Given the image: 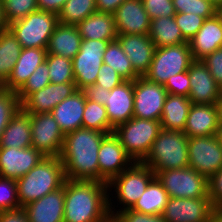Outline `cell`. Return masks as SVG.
<instances>
[{
    "label": "cell",
    "instance_id": "9",
    "mask_svg": "<svg viewBox=\"0 0 222 222\" xmlns=\"http://www.w3.org/2000/svg\"><path fill=\"white\" fill-rule=\"evenodd\" d=\"M154 178L155 173L150 167L142 162H134L107 185L109 190L111 187L115 189V198L124 207L119 210H127L134 206Z\"/></svg>",
    "mask_w": 222,
    "mask_h": 222
},
{
    "label": "cell",
    "instance_id": "31",
    "mask_svg": "<svg viewBox=\"0 0 222 222\" xmlns=\"http://www.w3.org/2000/svg\"><path fill=\"white\" fill-rule=\"evenodd\" d=\"M156 48L188 43L181 34L174 17L151 20L149 34Z\"/></svg>",
    "mask_w": 222,
    "mask_h": 222
},
{
    "label": "cell",
    "instance_id": "32",
    "mask_svg": "<svg viewBox=\"0 0 222 222\" xmlns=\"http://www.w3.org/2000/svg\"><path fill=\"white\" fill-rule=\"evenodd\" d=\"M169 198L167 191L155 177L131 209L150 215L163 214Z\"/></svg>",
    "mask_w": 222,
    "mask_h": 222
},
{
    "label": "cell",
    "instance_id": "39",
    "mask_svg": "<svg viewBox=\"0 0 222 222\" xmlns=\"http://www.w3.org/2000/svg\"><path fill=\"white\" fill-rule=\"evenodd\" d=\"M176 13L199 15L205 19L219 12L209 0H172Z\"/></svg>",
    "mask_w": 222,
    "mask_h": 222
},
{
    "label": "cell",
    "instance_id": "27",
    "mask_svg": "<svg viewBox=\"0 0 222 222\" xmlns=\"http://www.w3.org/2000/svg\"><path fill=\"white\" fill-rule=\"evenodd\" d=\"M32 146L30 113L22 107L13 115L0 138V147L17 149Z\"/></svg>",
    "mask_w": 222,
    "mask_h": 222
},
{
    "label": "cell",
    "instance_id": "8",
    "mask_svg": "<svg viewBox=\"0 0 222 222\" xmlns=\"http://www.w3.org/2000/svg\"><path fill=\"white\" fill-rule=\"evenodd\" d=\"M155 177L169 197H209L208 179L190 167L156 171Z\"/></svg>",
    "mask_w": 222,
    "mask_h": 222
},
{
    "label": "cell",
    "instance_id": "10",
    "mask_svg": "<svg viewBox=\"0 0 222 222\" xmlns=\"http://www.w3.org/2000/svg\"><path fill=\"white\" fill-rule=\"evenodd\" d=\"M110 41L82 39L79 52L72 59L77 90L95 84L103 63L104 51Z\"/></svg>",
    "mask_w": 222,
    "mask_h": 222
},
{
    "label": "cell",
    "instance_id": "4",
    "mask_svg": "<svg viewBox=\"0 0 222 222\" xmlns=\"http://www.w3.org/2000/svg\"><path fill=\"white\" fill-rule=\"evenodd\" d=\"M142 163L154 173L189 167L188 137L182 131L161 129Z\"/></svg>",
    "mask_w": 222,
    "mask_h": 222
},
{
    "label": "cell",
    "instance_id": "38",
    "mask_svg": "<svg viewBox=\"0 0 222 222\" xmlns=\"http://www.w3.org/2000/svg\"><path fill=\"white\" fill-rule=\"evenodd\" d=\"M50 83L49 68L44 61L30 75L25 84L16 92L20 104H22L32 93L39 91Z\"/></svg>",
    "mask_w": 222,
    "mask_h": 222
},
{
    "label": "cell",
    "instance_id": "26",
    "mask_svg": "<svg viewBox=\"0 0 222 222\" xmlns=\"http://www.w3.org/2000/svg\"><path fill=\"white\" fill-rule=\"evenodd\" d=\"M46 55V49L22 48L10 77L4 83V89L17 92L36 68L45 61Z\"/></svg>",
    "mask_w": 222,
    "mask_h": 222
},
{
    "label": "cell",
    "instance_id": "14",
    "mask_svg": "<svg viewBox=\"0 0 222 222\" xmlns=\"http://www.w3.org/2000/svg\"><path fill=\"white\" fill-rule=\"evenodd\" d=\"M99 182L109 183L134 161L121 145L119 138L114 134H107L100 145L98 152Z\"/></svg>",
    "mask_w": 222,
    "mask_h": 222
},
{
    "label": "cell",
    "instance_id": "37",
    "mask_svg": "<svg viewBox=\"0 0 222 222\" xmlns=\"http://www.w3.org/2000/svg\"><path fill=\"white\" fill-rule=\"evenodd\" d=\"M45 61L48 64L51 83L63 84L66 82H75L72 60L47 53Z\"/></svg>",
    "mask_w": 222,
    "mask_h": 222
},
{
    "label": "cell",
    "instance_id": "24",
    "mask_svg": "<svg viewBox=\"0 0 222 222\" xmlns=\"http://www.w3.org/2000/svg\"><path fill=\"white\" fill-rule=\"evenodd\" d=\"M86 97L82 90H76L71 96L61 101L50 112L57 121L64 135L82 128Z\"/></svg>",
    "mask_w": 222,
    "mask_h": 222
},
{
    "label": "cell",
    "instance_id": "5",
    "mask_svg": "<svg viewBox=\"0 0 222 222\" xmlns=\"http://www.w3.org/2000/svg\"><path fill=\"white\" fill-rule=\"evenodd\" d=\"M161 130L160 121L133 117L114 129L121 145L134 162H142Z\"/></svg>",
    "mask_w": 222,
    "mask_h": 222
},
{
    "label": "cell",
    "instance_id": "54",
    "mask_svg": "<svg viewBox=\"0 0 222 222\" xmlns=\"http://www.w3.org/2000/svg\"><path fill=\"white\" fill-rule=\"evenodd\" d=\"M210 222H222V204L213 206Z\"/></svg>",
    "mask_w": 222,
    "mask_h": 222
},
{
    "label": "cell",
    "instance_id": "13",
    "mask_svg": "<svg viewBox=\"0 0 222 222\" xmlns=\"http://www.w3.org/2000/svg\"><path fill=\"white\" fill-rule=\"evenodd\" d=\"M32 147L45 157H60L65 135L51 113L30 114Z\"/></svg>",
    "mask_w": 222,
    "mask_h": 222
},
{
    "label": "cell",
    "instance_id": "59",
    "mask_svg": "<svg viewBox=\"0 0 222 222\" xmlns=\"http://www.w3.org/2000/svg\"><path fill=\"white\" fill-rule=\"evenodd\" d=\"M5 91V89H4V83L0 80V94L2 93V92H4Z\"/></svg>",
    "mask_w": 222,
    "mask_h": 222
},
{
    "label": "cell",
    "instance_id": "1",
    "mask_svg": "<svg viewBox=\"0 0 222 222\" xmlns=\"http://www.w3.org/2000/svg\"><path fill=\"white\" fill-rule=\"evenodd\" d=\"M107 133L80 128L67 133L60 159L65 178L99 182L98 152Z\"/></svg>",
    "mask_w": 222,
    "mask_h": 222
},
{
    "label": "cell",
    "instance_id": "20",
    "mask_svg": "<svg viewBox=\"0 0 222 222\" xmlns=\"http://www.w3.org/2000/svg\"><path fill=\"white\" fill-rule=\"evenodd\" d=\"M194 60H202L222 47V12L205 19L202 27L189 42Z\"/></svg>",
    "mask_w": 222,
    "mask_h": 222
},
{
    "label": "cell",
    "instance_id": "57",
    "mask_svg": "<svg viewBox=\"0 0 222 222\" xmlns=\"http://www.w3.org/2000/svg\"><path fill=\"white\" fill-rule=\"evenodd\" d=\"M216 136L218 137L219 142L222 145V125H219Z\"/></svg>",
    "mask_w": 222,
    "mask_h": 222
},
{
    "label": "cell",
    "instance_id": "51",
    "mask_svg": "<svg viewBox=\"0 0 222 222\" xmlns=\"http://www.w3.org/2000/svg\"><path fill=\"white\" fill-rule=\"evenodd\" d=\"M0 222H29L26 210L23 207L0 211Z\"/></svg>",
    "mask_w": 222,
    "mask_h": 222
},
{
    "label": "cell",
    "instance_id": "50",
    "mask_svg": "<svg viewBox=\"0 0 222 222\" xmlns=\"http://www.w3.org/2000/svg\"><path fill=\"white\" fill-rule=\"evenodd\" d=\"M85 94L86 99L97 102L101 105H106L107 93H110V90H107L102 87V85H88L82 89Z\"/></svg>",
    "mask_w": 222,
    "mask_h": 222
},
{
    "label": "cell",
    "instance_id": "46",
    "mask_svg": "<svg viewBox=\"0 0 222 222\" xmlns=\"http://www.w3.org/2000/svg\"><path fill=\"white\" fill-rule=\"evenodd\" d=\"M164 88L168 94L183 95L188 97L190 92V81L188 71L176 74L168 79Z\"/></svg>",
    "mask_w": 222,
    "mask_h": 222
},
{
    "label": "cell",
    "instance_id": "34",
    "mask_svg": "<svg viewBox=\"0 0 222 222\" xmlns=\"http://www.w3.org/2000/svg\"><path fill=\"white\" fill-rule=\"evenodd\" d=\"M103 63L111 66L125 81H134L140 76L117 39L107 45Z\"/></svg>",
    "mask_w": 222,
    "mask_h": 222
},
{
    "label": "cell",
    "instance_id": "29",
    "mask_svg": "<svg viewBox=\"0 0 222 222\" xmlns=\"http://www.w3.org/2000/svg\"><path fill=\"white\" fill-rule=\"evenodd\" d=\"M82 37L76 25H65L59 23L47 45V53L63 56L72 60L79 52Z\"/></svg>",
    "mask_w": 222,
    "mask_h": 222
},
{
    "label": "cell",
    "instance_id": "16",
    "mask_svg": "<svg viewBox=\"0 0 222 222\" xmlns=\"http://www.w3.org/2000/svg\"><path fill=\"white\" fill-rule=\"evenodd\" d=\"M45 156L34 147H0V176L17 180L26 175Z\"/></svg>",
    "mask_w": 222,
    "mask_h": 222
},
{
    "label": "cell",
    "instance_id": "43",
    "mask_svg": "<svg viewBox=\"0 0 222 222\" xmlns=\"http://www.w3.org/2000/svg\"><path fill=\"white\" fill-rule=\"evenodd\" d=\"M15 179L0 176V211L20 208Z\"/></svg>",
    "mask_w": 222,
    "mask_h": 222
},
{
    "label": "cell",
    "instance_id": "18",
    "mask_svg": "<svg viewBox=\"0 0 222 222\" xmlns=\"http://www.w3.org/2000/svg\"><path fill=\"white\" fill-rule=\"evenodd\" d=\"M192 104H216L222 89L216 84L209 69L201 60H194L188 69Z\"/></svg>",
    "mask_w": 222,
    "mask_h": 222
},
{
    "label": "cell",
    "instance_id": "55",
    "mask_svg": "<svg viewBox=\"0 0 222 222\" xmlns=\"http://www.w3.org/2000/svg\"><path fill=\"white\" fill-rule=\"evenodd\" d=\"M7 28H8V24L4 16L2 1H0V32Z\"/></svg>",
    "mask_w": 222,
    "mask_h": 222
},
{
    "label": "cell",
    "instance_id": "47",
    "mask_svg": "<svg viewBox=\"0 0 222 222\" xmlns=\"http://www.w3.org/2000/svg\"><path fill=\"white\" fill-rule=\"evenodd\" d=\"M125 80L109 65L103 64L99 70L96 85H102L107 90H112Z\"/></svg>",
    "mask_w": 222,
    "mask_h": 222
},
{
    "label": "cell",
    "instance_id": "35",
    "mask_svg": "<svg viewBox=\"0 0 222 222\" xmlns=\"http://www.w3.org/2000/svg\"><path fill=\"white\" fill-rule=\"evenodd\" d=\"M96 11V0H67L58 14L59 23L77 25Z\"/></svg>",
    "mask_w": 222,
    "mask_h": 222
},
{
    "label": "cell",
    "instance_id": "25",
    "mask_svg": "<svg viewBox=\"0 0 222 222\" xmlns=\"http://www.w3.org/2000/svg\"><path fill=\"white\" fill-rule=\"evenodd\" d=\"M218 128V109L216 104L191 105L183 131L188 138L216 135Z\"/></svg>",
    "mask_w": 222,
    "mask_h": 222
},
{
    "label": "cell",
    "instance_id": "2",
    "mask_svg": "<svg viewBox=\"0 0 222 222\" xmlns=\"http://www.w3.org/2000/svg\"><path fill=\"white\" fill-rule=\"evenodd\" d=\"M107 183L85 180H65L64 222H108Z\"/></svg>",
    "mask_w": 222,
    "mask_h": 222
},
{
    "label": "cell",
    "instance_id": "58",
    "mask_svg": "<svg viewBox=\"0 0 222 222\" xmlns=\"http://www.w3.org/2000/svg\"><path fill=\"white\" fill-rule=\"evenodd\" d=\"M212 4H214L218 10L222 7V0H209Z\"/></svg>",
    "mask_w": 222,
    "mask_h": 222
},
{
    "label": "cell",
    "instance_id": "7",
    "mask_svg": "<svg viewBox=\"0 0 222 222\" xmlns=\"http://www.w3.org/2000/svg\"><path fill=\"white\" fill-rule=\"evenodd\" d=\"M193 61L189 42L156 48L151 66L143 77L165 85L170 77L188 71Z\"/></svg>",
    "mask_w": 222,
    "mask_h": 222
},
{
    "label": "cell",
    "instance_id": "42",
    "mask_svg": "<svg viewBox=\"0 0 222 222\" xmlns=\"http://www.w3.org/2000/svg\"><path fill=\"white\" fill-rule=\"evenodd\" d=\"M111 200L110 197V199H108V207L113 222H166L162 214L150 215L132 209L115 211V209L112 208L113 205Z\"/></svg>",
    "mask_w": 222,
    "mask_h": 222
},
{
    "label": "cell",
    "instance_id": "11",
    "mask_svg": "<svg viewBox=\"0 0 222 222\" xmlns=\"http://www.w3.org/2000/svg\"><path fill=\"white\" fill-rule=\"evenodd\" d=\"M189 167L208 180L222 168V145L216 135L188 138Z\"/></svg>",
    "mask_w": 222,
    "mask_h": 222
},
{
    "label": "cell",
    "instance_id": "23",
    "mask_svg": "<svg viewBox=\"0 0 222 222\" xmlns=\"http://www.w3.org/2000/svg\"><path fill=\"white\" fill-rule=\"evenodd\" d=\"M124 53L130 59L134 70L140 75L148 71L156 46L149 35H117Z\"/></svg>",
    "mask_w": 222,
    "mask_h": 222
},
{
    "label": "cell",
    "instance_id": "33",
    "mask_svg": "<svg viewBox=\"0 0 222 222\" xmlns=\"http://www.w3.org/2000/svg\"><path fill=\"white\" fill-rule=\"evenodd\" d=\"M22 46L9 28L0 32V80L5 83L10 77Z\"/></svg>",
    "mask_w": 222,
    "mask_h": 222
},
{
    "label": "cell",
    "instance_id": "56",
    "mask_svg": "<svg viewBox=\"0 0 222 222\" xmlns=\"http://www.w3.org/2000/svg\"><path fill=\"white\" fill-rule=\"evenodd\" d=\"M217 109H218V123L219 125H222V95L219 99V101L216 103Z\"/></svg>",
    "mask_w": 222,
    "mask_h": 222
},
{
    "label": "cell",
    "instance_id": "44",
    "mask_svg": "<svg viewBox=\"0 0 222 222\" xmlns=\"http://www.w3.org/2000/svg\"><path fill=\"white\" fill-rule=\"evenodd\" d=\"M174 20L180 28L183 38L187 42H190V40L197 34V32L202 27L205 18L194 14L176 13L174 16Z\"/></svg>",
    "mask_w": 222,
    "mask_h": 222
},
{
    "label": "cell",
    "instance_id": "45",
    "mask_svg": "<svg viewBox=\"0 0 222 222\" xmlns=\"http://www.w3.org/2000/svg\"><path fill=\"white\" fill-rule=\"evenodd\" d=\"M151 20L159 17H174L176 14L172 0H142Z\"/></svg>",
    "mask_w": 222,
    "mask_h": 222
},
{
    "label": "cell",
    "instance_id": "30",
    "mask_svg": "<svg viewBox=\"0 0 222 222\" xmlns=\"http://www.w3.org/2000/svg\"><path fill=\"white\" fill-rule=\"evenodd\" d=\"M191 100L183 95L167 94L161 113V129L184 131Z\"/></svg>",
    "mask_w": 222,
    "mask_h": 222
},
{
    "label": "cell",
    "instance_id": "53",
    "mask_svg": "<svg viewBox=\"0 0 222 222\" xmlns=\"http://www.w3.org/2000/svg\"><path fill=\"white\" fill-rule=\"evenodd\" d=\"M124 1L126 0H96V9L99 12L114 14Z\"/></svg>",
    "mask_w": 222,
    "mask_h": 222
},
{
    "label": "cell",
    "instance_id": "3",
    "mask_svg": "<svg viewBox=\"0 0 222 222\" xmlns=\"http://www.w3.org/2000/svg\"><path fill=\"white\" fill-rule=\"evenodd\" d=\"M64 166L59 157H44L26 175L16 180L21 207L61 188L65 182Z\"/></svg>",
    "mask_w": 222,
    "mask_h": 222
},
{
    "label": "cell",
    "instance_id": "22",
    "mask_svg": "<svg viewBox=\"0 0 222 222\" xmlns=\"http://www.w3.org/2000/svg\"><path fill=\"white\" fill-rule=\"evenodd\" d=\"M65 182L63 186L29 203L26 210L29 222H64Z\"/></svg>",
    "mask_w": 222,
    "mask_h": 222
},
{
    "label": "cell",
    "instance_id": "49",
    "mask_svg": "<svg viewBox=\"0 0 222 222\" xmlns=\"http://www.w3.org/2000/svg\"><path fill=\"white\" fill-rule=\"evenodd\" d=\"M209 197L212 205L222 204V168L215 173L209 180Z\"/></svg>",
    "mask_w": 222,
    "mask_h": 222
},
{
    "label": "cell",
    "instance_id": "52",
    "mask_svg": "<svg viewBox=\"0 0 222 222\" xmlns=\"http://www.w3.org/2000/svg\"><path fill=\"white\" fill-rule=\"evenodd\" d=\"M67 0H37L38 10L59 14Z\"/></svg>",
    "mask_w": 222,
    "mask_h": 222
},
{
    "label": "cell",
    "instance_id": "40",
    "mask_svg": "<svg viewBox=\"0 0 222 222\" xmlns=\"http://www.w3.org/2000/svg\"><path fill=\"white\" fill-rule=\"evenodd\" d=\"M2 7L8 25L38 10L37 0H3Z\"/></svg>",
    "mask_w": 222,
    "mask_h": 222
},
{
    "label": "cell",
    "instance_id": "12",
    "mask_svg": "<svg viewBox=\"0 0 222 222\" xmlns=\"http://www.w3.org/2000/svg\"><path fill=\"white\" fill-rule=\"evenodd\" d=\"M133 117L160 121L167 90L164 85L139 76L133 81Z\"/></svg>",
    "mask_w": 222,
    "mask_h": 222
},
{
    "label": "cell",
    "instance_id": "21",
    "mask_svg": "<svg viewBox=\"0 0 222 222\" xmlns=\"http://www.w3.org/2000/svg\"><path fill=\"white\" fill-rule=\"evenodd\" d=\"M106 111L110 125H118L133 118L134 92L133 81H124L107 93Z\"/></svg>",
    "mask_w": 222,
    "mask_h": 222
},
{
    "label": "cell",
    "instance_id": "48",
    "mask_svg": "<svg viewBox=\"0 0 222 222\" xmlns=\"http://www.w3.org/2000/svg\"><path fill=\"white\" fill-rule=\"evenodd\" d=\"M209 69L216 84L222 89V47L201 60Z\"/></svg>",
    "mask_w": 222,
    "mask_h": 222
},
{
    "label": "cell",
    "instance_id": "19",
    "mask_svg": "<svg viewBox=\"0 0 222 222\" xmlns=\"http://www.w3.org/2000/svg\"><path fill=\"white\" fill-rule=\"evenodd\" d=\"M77 90L75 82L63 84L49 83L46 87L32 93L21 107L30 114L50 113L56 105Z\"/></svg>",
    "mask_w": 222,
    "mask_h": 222
},
{
    "label": "cell",
    "instance_id": "17",
    "mask_svg": "<svg viewBox=\"0 0 222 222\" xmlns=\"http://www.w3.org/2000/svg\"><path fill=\"white\" fill-rule=\"evenodd\" d=\"M117 35H148L151 19L142 0H126L115 11Z\"/></svg>",
    "mask_w": 222,
    "mask_h": 222
},
{
    "label": "cell",
    "instance_id": "6",
    "mask_svg": "<svg viewBox=\"0 0 222 222\" xmlns=\"http://www.w3.org/2000/svg\"><path fill=\"white\" fill-rule=\"evenodd\" d=\"M58 24L57 14L37 10L25 18L12 22L8 28L16 36L22 48L46 49L49 38Z\"/></svg>",
    "mask_w": 222,
    "mask_h": 222
},
{
    "label": "cell",
    "instance_id": "41",
    "mask_svg": "<svg viewBox=\"0 0 222 222\" xmlns=\"http://www.w3.org/2000/svg\"><path fill=\"white\" fill-rule=\"evenodd\" d=\"M20 107L21 104L16 92L5 90L0 94V138L13 115Z\"/></svg>",
    "mask_w": 222,
    "mask_h": 222
},
{
    "label": "cell",
    "instance_id": "15",
    "mask_svg": "<svg viewBox=\"0 0 222 222\" xmlns=\"http://www.w3.org/2000/svg\"><path fill=\"white\" fill-rule=\"evenodd\" d=\"M212 208L210 197H170L162 215L166 222H210Z\"/></svg>",
    "mask_w": 222,
    "mask_h": 222
},
{
    "label": "cell",
    "instance_id": "36",
    "mask_svg": "<svg viewBox=\"0 0 222 222\" xmlns=\"http://www.w3.org/2000/svg\"><path fill=\"white\" fill-rule=\"evenodd\" d=\"M82 128L93 129L107 134L114 132V128L108 120L106 107L89 99H86Z\"/></svg>",
    "mask_w": 222,
    "mask_h": 222
},
{
    "label": "cell",
    "instance_id": "28",
    "mask_svg": "<svg viewBox=\"0 0 222 222\" xmlns=\"http://www.w3.org/2000/svg\"><path fill=\"white\" fill-rule=\"evenodd\" d=\"M82 39L114 41L117 39L114 15L96 11L76 25Z\"/></svg>",
    "mask_w": 222,
    "mask_h": 222
}]
</instances>
